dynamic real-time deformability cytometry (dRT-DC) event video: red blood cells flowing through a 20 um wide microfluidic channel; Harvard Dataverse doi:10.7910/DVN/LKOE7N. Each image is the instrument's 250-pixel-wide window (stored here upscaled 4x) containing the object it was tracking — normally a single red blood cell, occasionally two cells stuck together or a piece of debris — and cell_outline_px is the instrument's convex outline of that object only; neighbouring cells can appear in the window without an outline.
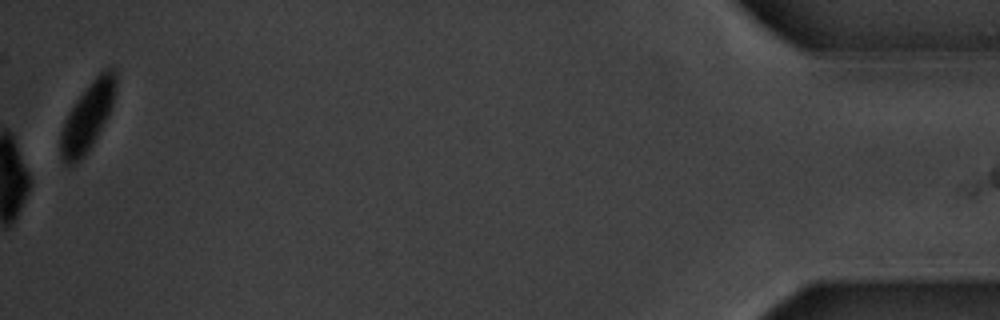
{"species": "common noctule bat (a hibernating species)", "species_latin": "Nyctalus noctula", "temperature_condition": "warm", "stored_images_in_passage": 39, "camera_frame_rate_fps": 3000, "um_per_image_px": 0.085, "animal": {"sex": "male", "body_mass_g": 20.1, "forearm_length_mm": 53.5}, "frame": {"image": 1, "passage_image": 39, "time_ms": 12.667, "image_size_px": [1000, 320], "cell_outline_px": [[116, 92], [108, 116], [92, 144], [84, 156], [80, 160], [72, 164], [68, 164], [60, 156], [60, 132], [64, 120], [68, 112], [76, 100], [92, 80], [104, 68], [116, 68]], "centroid_in_image_um": [7.44, 9.89], "position_along_channel_um": 427.8, "area_um2": 21.79}, "authors_computed_cell_mechanics": {"area_um2": 24.7962, "velocity_mm_per_s": 3.7471, "shape_relaxation_time_tau1_ms": 1.4584, "shape_relaxation_time_tau2_ms": null, "deformation_change_tau1": 0.0947, "deformation_change_tau2": null}}